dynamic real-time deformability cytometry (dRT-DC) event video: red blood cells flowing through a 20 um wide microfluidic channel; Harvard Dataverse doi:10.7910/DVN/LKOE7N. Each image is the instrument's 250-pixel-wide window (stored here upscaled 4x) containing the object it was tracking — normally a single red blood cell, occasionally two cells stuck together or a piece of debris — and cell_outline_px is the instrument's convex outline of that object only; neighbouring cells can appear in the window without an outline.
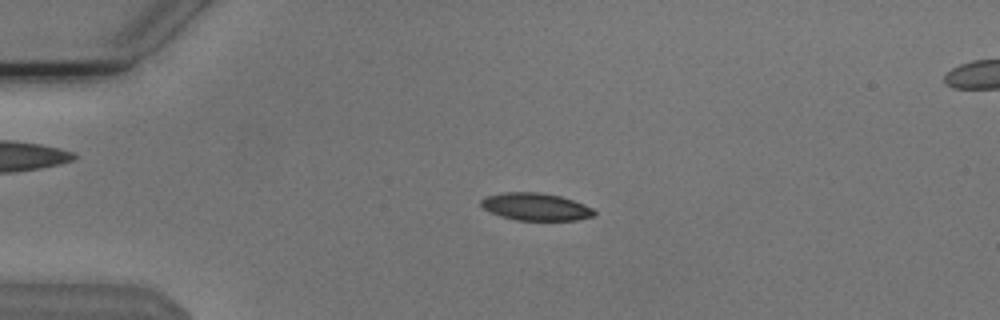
{"species": "Egyptian fruit bat (a non-hibernating species)", "species_latin": "Rousettus aegyptiacus", "temperature_condition": "cold", "stored_images_in_passage": 48, "camera_frame_rate_fps": 3000, "um_per_image_px": 0.085, "animal": {"sex": "male"}, "frame": {"image": 1, "passage_image": 7, "time_ms": 2.0, "image_size_px": [1000, 320], "cell_outline_px": [[596, 212], [592, 216], [576, 220], [516, 220], [500, 216], [484, 208], [480, 204], [480, 200], [488, 196], [504, 192], [540, 192], [560, 196], [584, 204], [592, 208]], "centroid_in_image_um": [45.53, 17.57], "position_along_channel_um": 39.5, "area_um2": 17.92}}
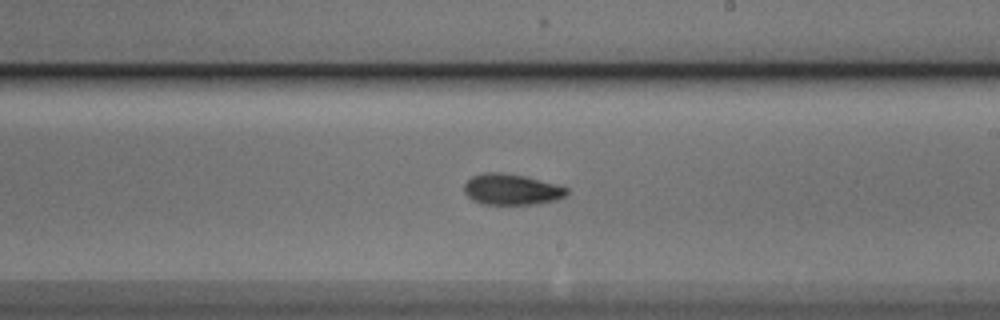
{"frame": {"image": 2, "passage_image": 26, "time_ms": 8.333, "image_size_px": [1000, 320], "cell_outline_px": [[568, 192], [564, 196], [556, 200], [536, 204], [484, 204], [472, 200], [464, 192], [464, 184], [472, 176], [484, 172], [500, 172], [524, 176], [556, 184], [568, 188]], "centroid_in_image_um": [43.46, 16.1], "position_along_channel_um": 245.5, "area_um2": 18.44}}
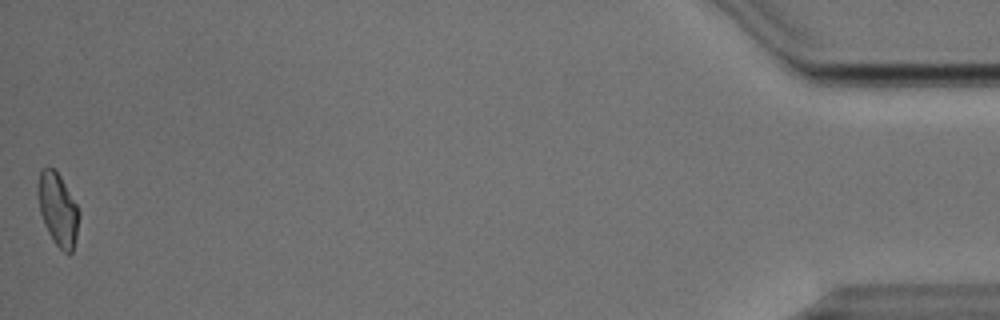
{"frame": {"image": 3, "passage_image": 48, "time_ms": 15.667, "image_size_px": [1000, 320], "cell_outline_px": [[80, 216], [76, 236], [72, 252], [68, 256], [52, 240], [44, 224], [40, 212], [36, 192], [36, 184], [40, 172], [44, 168], [52, 168], [60, 176], [76, 204], [80, 212]], "centroid_in_image_um": [4.9, 17.82], "position_along_channel_um": 430.3, "area_um2": 17.46}, "authors_computed_cell_mechanics": {"area_um2": 18.0336, "velocity_mm_per_s": 3.8104, "shape_relaxation_time_tau1_ms": 5.7138, "shape_relaxation_time_tau2_ms": 4.3684, "deformation_change_tau1": 0.1398, "deformation_change_tau2": 0.0967}}